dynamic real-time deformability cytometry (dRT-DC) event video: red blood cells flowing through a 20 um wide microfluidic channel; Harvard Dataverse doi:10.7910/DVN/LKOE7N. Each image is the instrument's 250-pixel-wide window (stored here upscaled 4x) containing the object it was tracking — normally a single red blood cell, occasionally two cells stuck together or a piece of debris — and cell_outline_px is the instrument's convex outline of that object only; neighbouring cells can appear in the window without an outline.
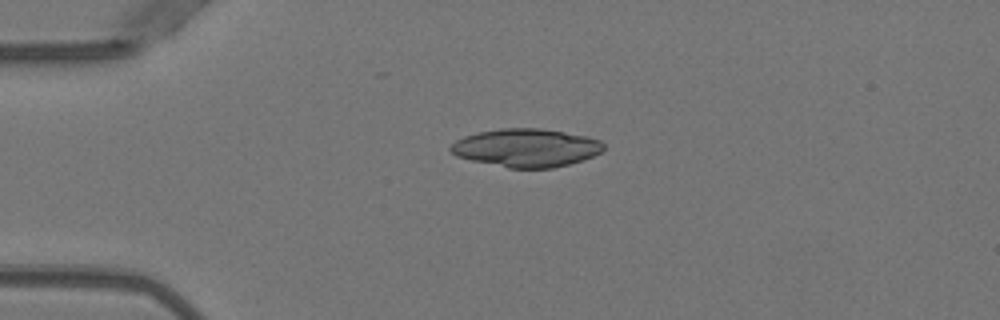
{"species": "Egyptian fruit bat (a non-hibernating species)", "species_latin": "Rousettus aegyptiacus", "temperature_condition": "warm", "stored_images_in_passage": 2, "camera_frame_rate_fps": 3000, "um_per_image_px": 0.085, "animal": {"sex": "female"}, "frame": {"image": 1, "passage_image": 1, "time_ms": 0.0, "image_size_px": [1000, 320], "cell_outline_px": [[604, 148], [600, 152], [584, 160], [552, 168], [508, 168], [472, 160], [456, 156], [448, 148], [456, 140], [464, 136], [480, 132], [500, 128], [540, 128], [588, 136], [600, 140], [604, 144]], "centroid_in_image_um": [44.74, 12.56], "position_along_channel_um": 40.3, "area_um2": 33.99}}